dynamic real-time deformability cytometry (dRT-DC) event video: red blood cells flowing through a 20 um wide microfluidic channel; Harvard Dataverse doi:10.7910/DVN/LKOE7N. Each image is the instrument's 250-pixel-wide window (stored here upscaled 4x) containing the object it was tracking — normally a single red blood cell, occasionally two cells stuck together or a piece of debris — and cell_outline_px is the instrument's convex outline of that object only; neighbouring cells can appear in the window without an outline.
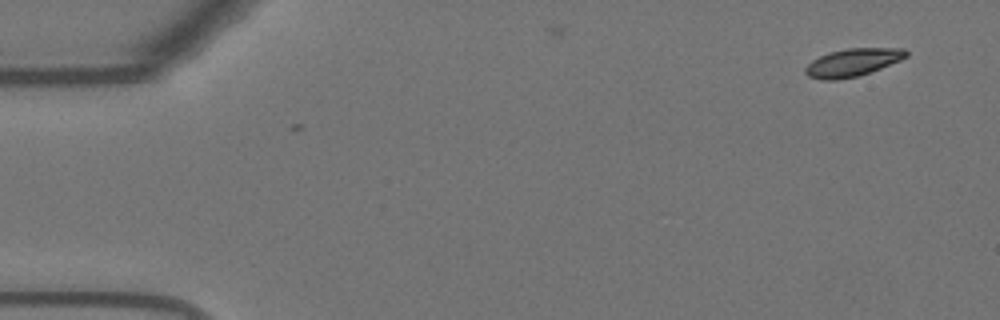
{"species": "Egyptian fruit bat (a non-hibernating species)", "species_latin": "Rousettus aegyptiacus", "temperature_condition": "warm", "stored_images_in_passage": 2, "camera_frame_rate_fps": 3000, "um_per_image_px": 0.085, "animal": {"sex": "female"}, "frame": {"image": 1, "passage_image": 1, "time_ms": 0.0, "image_size_px": [1000, 320], "cell_outline_px": [[908, 56], [900, 60], [860, 76], [836, 80], [820, 80], [808, 76], [804, 72], [804, 68], [812, 60], [828, 52], [848, 48], [904, 48], [908, 52]], "centroid_in_image_um": [72.45, 5.31], "position_along_channel_um": 12.5, "area_um2": 16.42}}